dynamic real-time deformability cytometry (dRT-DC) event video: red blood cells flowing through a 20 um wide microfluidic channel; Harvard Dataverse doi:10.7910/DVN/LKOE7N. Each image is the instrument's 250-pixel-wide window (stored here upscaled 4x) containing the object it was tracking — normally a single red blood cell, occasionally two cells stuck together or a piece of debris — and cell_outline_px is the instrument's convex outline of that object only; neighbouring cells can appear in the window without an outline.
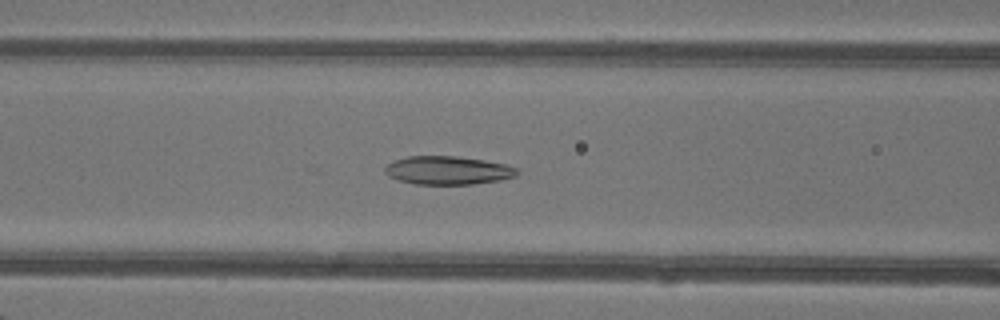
{"species": "common noctule bat (a hibernating species)", "species_latin": "Nyctalus noctula", "temperature_condition": "warm", "stored_images_in_passage": 49, "camera_frame_rate_fps": 3000, "um_per_image_px": 0.085, "animal": {"sex": "female"}, "frame": {"image": 1, "passage_image": 21, "time_ms": 6.667, "image_size_px": [1000, 320], "cell_outline_px": [[520, 172], [516, 176], [500, 180], [472, 184], [416, 184], [400, 180], [388, 176], [384, 172], [384, 168], [388, 164], [396, 160], [408, 156], [456, 156], [484, 160], [504, 164], [520, 168]], "centroid_in_image_um": [38.1, 14.48], "position_along_channel_um": 128.5, "area_um2": 21.85}}
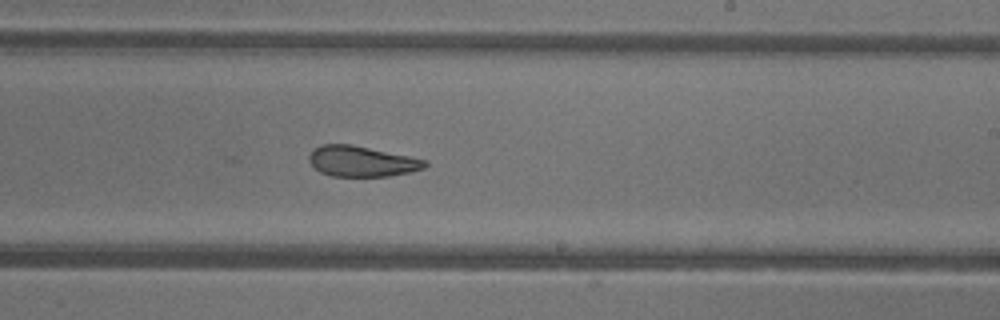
{"frame": {"image": 2, "passage_image": 30, "time_ms": 9.667, "image_size_px": [1000, 320], "cell_outline_px": [[428, 164], [424, 168], [408, 172], [388, 176], [332, 176], [320, 172], [308, 160], [308, 156], [312, 148], [320, 144], [352, 144], [428, 160]], "centroid_in_image_um": [30.72, 13.7], "position_along_channel_um": 258.3, "area_um2": 20.69}}
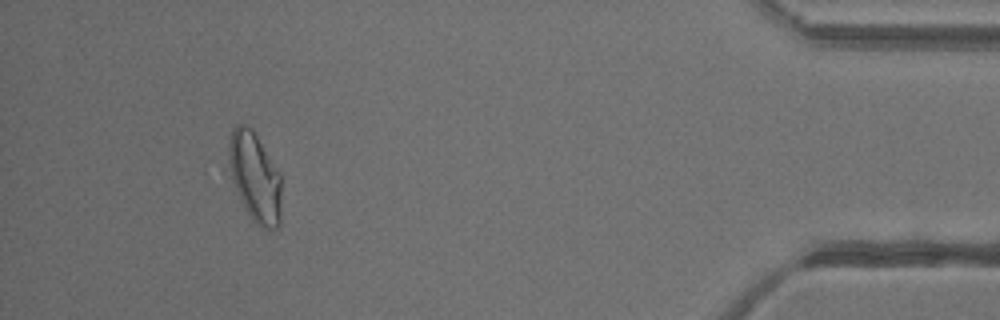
{"frame": {"image": 3, "passage_image": 45, "time_ms": 14.667, "image_size_px": [1000, 320], "cell_outline_px": [[280, 224], [276, 228], [260, 228], [252, 220], [244, 208], [240, 200], [232, 180], [228, 156], [228, 144], [232, 128], [236, 124], [244, 124], [252, 128], [280, 176]], "centroid_in_image_um": [21.63, 15.06], "position_along_channel_um": 413.6, "area_um2": 27.17}, "authors_computed_cell_mechanics": {"area_um2": 23.987, "velocity_mm_per_s": 4.3346, "shape_relaxation_time_tau1_ms": null, "shape_relaxation_time_tau2_ms": 2.5975, "deformation_change_tau1": null, "deformation_change_tau2": 0.0948}}